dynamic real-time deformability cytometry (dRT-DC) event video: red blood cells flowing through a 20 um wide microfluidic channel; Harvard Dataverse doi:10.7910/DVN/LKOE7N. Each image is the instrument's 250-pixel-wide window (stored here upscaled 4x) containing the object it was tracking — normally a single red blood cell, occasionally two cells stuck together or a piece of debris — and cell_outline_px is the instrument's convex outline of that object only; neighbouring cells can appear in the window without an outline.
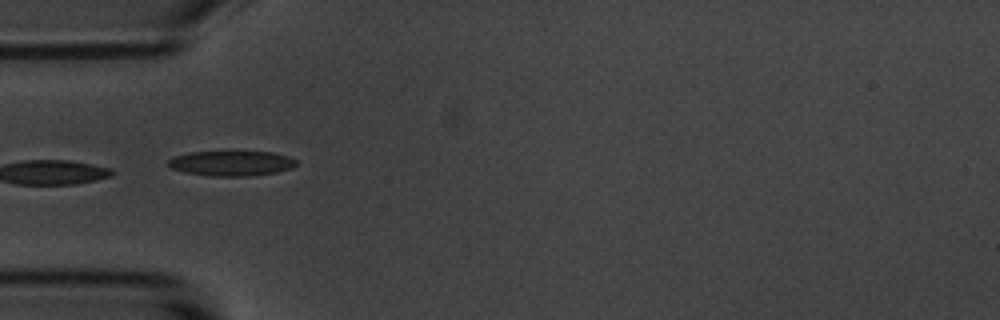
{"species": "common noctule bat (a hibernating species)", "species_latin": "Nyctalus noctula", "temperature_condition": "room temperature", "stored_images_in_passage": 15, "camera_frame_rate_fps": 3000, "um_per_image_px": 0.085, "animal": {"sex": "male", "body_mass_g": 20.1, "forearm_length_mm": 53.5}, "frame": {"image": 1, "passage_image": 5, "time_ms": 5.667, "image_size_px": [1000, 320], "cell_outline_px": [[296, 164], [292, 168], [276, 172], [248, 176], [212, 176], [184, 172], [172, 168], [168, 164], [168, 160], [176, 156], [192, 152], [272, 152], [288, 156], [296, 160]], "centroid_in_image_um": [19.69, 13.88], "position_along_channel_um": 65.3, "area_um2": 18.44}}
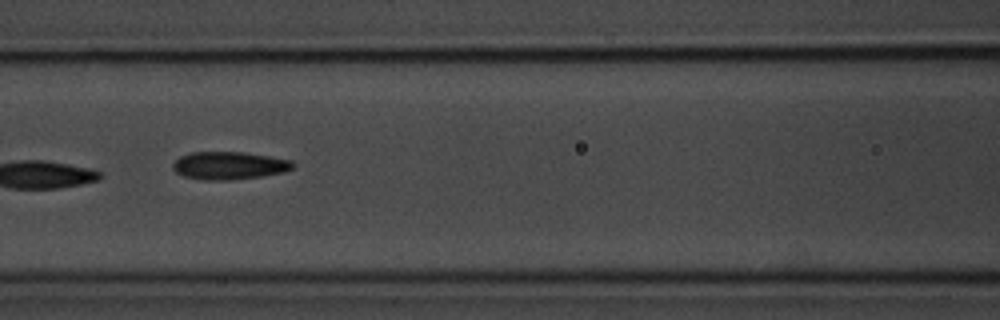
{"frame": {"image": 2, "passage_image": 7, "time_ms": 8.0, "image_size_px": [1000, 320], "cell_outline_px": [[296, 164], [292, 168], [284, 172], [260, 176], [232, 180], [204, 180], [184, 176], [176, 172], [172, 168], [172, 164], [180, 156], [192, 152], [244, 152], [292, 160]], "centroid_in_image_um": [19.48, 14.07], "position_along_channel_um": 147.1, "area_um2": 19.42}, "authors_computed_cell_mechanics": {"area_um2": 18.4382, "velocity_mm_per_s": 3.4903, "shape_relaxation_time_tau1_ms": 3.1128, "shape_relaxation_time_tau2_ms": 2.5951, "deformation_change_tau1": 0.1265, "deformation_change_tau2": 0.0791}}